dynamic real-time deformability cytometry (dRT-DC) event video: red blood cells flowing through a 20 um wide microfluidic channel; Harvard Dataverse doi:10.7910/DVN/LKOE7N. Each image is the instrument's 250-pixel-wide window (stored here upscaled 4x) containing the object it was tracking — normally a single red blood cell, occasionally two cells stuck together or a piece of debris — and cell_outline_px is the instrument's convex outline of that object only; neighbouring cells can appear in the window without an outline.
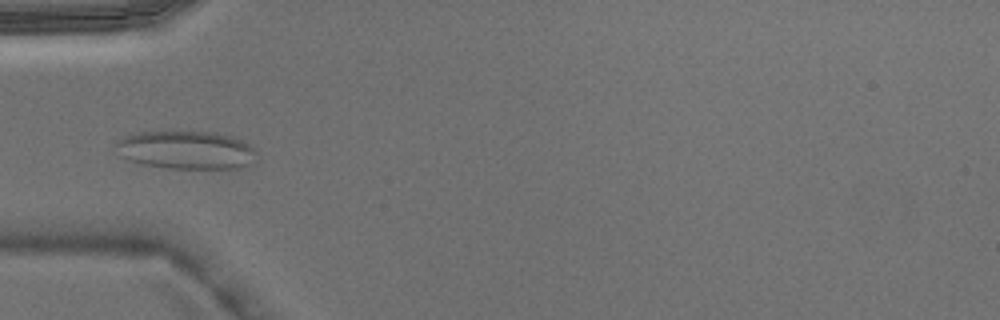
{"species": "Egyptian fruit bat (a non-hibernating species)", "species_latin": "Rousettus aegyptiacus", "temperature_condition": "warm", "stored_images_in_passage": 3, "camera_frame_rate_fps": 3000, "um_per_image_px": 0.085, "animal": {"sex": "male"}, "frame": {"image": 1, "passage_image": 3, "time_ms": 0.667, "image_size_px": [1000, 320], "cell_outline_px": [[256, 152], [248, 164], [236, 168], [164, 168], [144, 164], [120, 156], [112, 152], [116, 140], [124, 136], [136, 132], [216, 132], [232, 136], [248, 144]], "centroid_in_image_um": [15.71, 12.74], "position_along_channel_um": 69.3, "area_um2": 31.21}}